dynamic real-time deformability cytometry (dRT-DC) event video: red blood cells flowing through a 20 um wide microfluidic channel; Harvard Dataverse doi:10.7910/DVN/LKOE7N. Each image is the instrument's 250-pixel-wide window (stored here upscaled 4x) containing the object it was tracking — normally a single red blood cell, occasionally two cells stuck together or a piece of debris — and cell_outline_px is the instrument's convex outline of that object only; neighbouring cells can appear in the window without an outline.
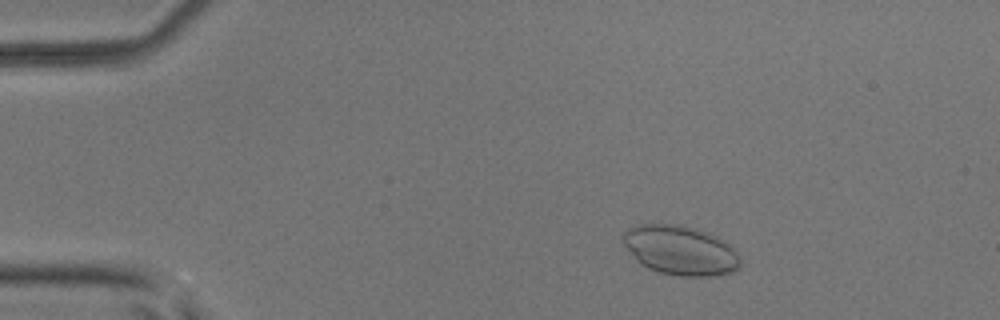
{"species": "common noctule bat (a hibernating species)", "species_latin": "Nyctalus noctula", "temperature_condition": "room temperature", "stored_images_in_passage": 49, "camera_frame_rate_fps": 3000, "um_per_image_px": 0.085, "animal": {"sex": "male", "body_mass_g": 17.9, "forearm_length_mm": 54.2}, "frame": {"image": 1, "passage_image": 6, "time_ms": 1.667, "image_size_px": [1000, 320], "cell_outline_px": [[740, 268], [732, 272], [708, 276], [680, 276], [660, 272], [648, 268], [640, 264], [636, 260], [624, 244], [620, 236], [628, 228], [636, 224], [680, 224], [708, 232], [732, 244], [736, 248], [740, 256]], "centroid_in_image_um": [57.85, 21.26], "position_along_channel_um": 27.1, "area_um2": 34.22}}
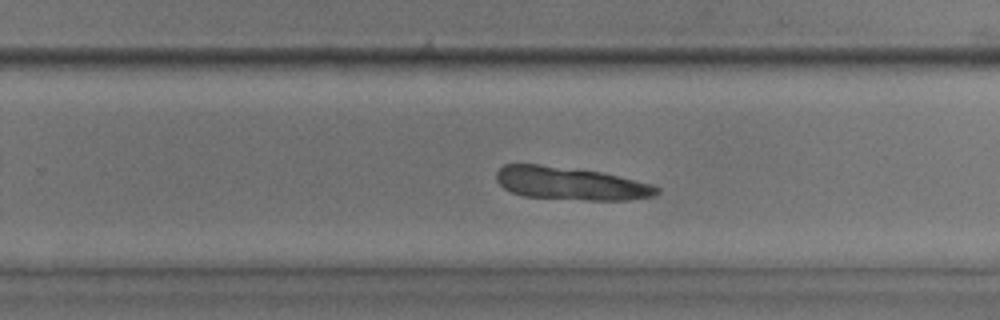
{"frame": {"image": 2, "passage_image": 31, "time_ms": 10.0, "image_size_px": [1000, 320], "cell_outline_px": [[660, 192], [652, 196], [628, 200], [584, 200], [524, 196], [512, 192], [504, 188], [496, 180], [496, 172], [504, 164], [540, 164], [600, 172], [652, 184], [660, 188]], "centroid_in_image_um": [48.48, 15.59], "position_along_channel_um": 281.3, "area_um2": 30.58}}
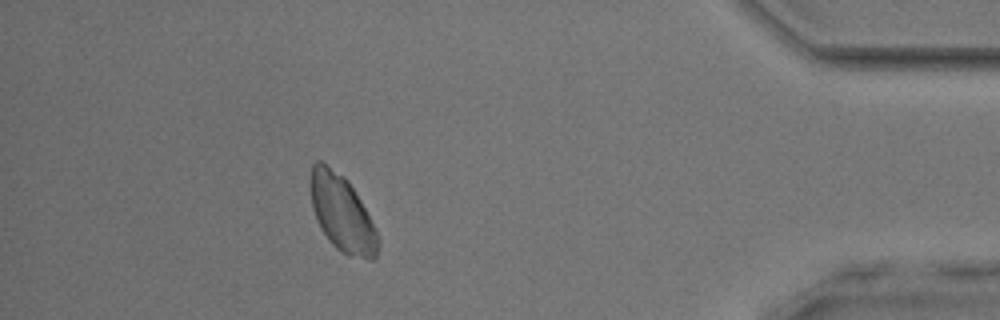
{"frame": {"image": 3, "passage_image": 44, "time_ms": 14.333, "image_size_px": [1000, 320], "cell_outline_px": [[380, 244], [376, 256], [372, 260], [368, 260], [348, 256], [340, 252], [328, 240], [320, 228], [316, 220], [312, 208], [308, 184], [308, 180], [312, 164], [316, 160], [320, 160], [344, 176], [348, 180], [360, 200], [380, 240]], "centroid_in_image_um": [29.02, 18.13], "position_along_channel_um": 406.2, "area_um2": 30.52}}